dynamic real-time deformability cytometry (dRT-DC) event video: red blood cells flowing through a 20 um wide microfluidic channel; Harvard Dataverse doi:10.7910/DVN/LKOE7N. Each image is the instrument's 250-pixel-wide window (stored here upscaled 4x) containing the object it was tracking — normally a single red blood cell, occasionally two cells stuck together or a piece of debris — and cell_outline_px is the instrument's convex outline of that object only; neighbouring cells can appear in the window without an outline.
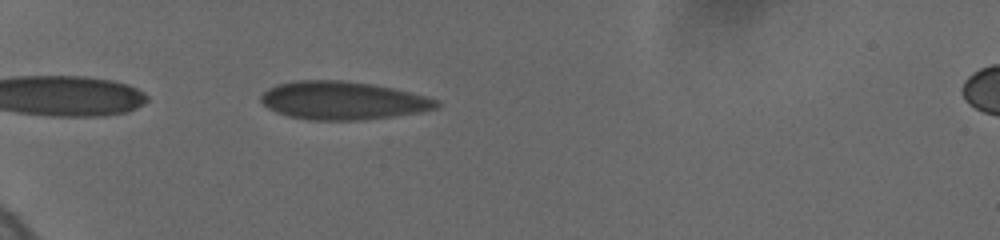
{"species": "human", "species_latin": "Homo sapiens", "temperature_condition": "cold", "stored_images_in_passage": 48, "camera_frame_rate_fps": 3000, "um_per_image_px": 0.085, "donor": {"sex": "female"}, "frame": {"image": 1, "passage_image": 5, "time_ms": 1.0, "image_size_px": [1000, 240], "cell_outline_px": [[440, 104], [436, 108], [420, 112], [364, 120], [308, 120], [288, 116], [276, 112], [268, 108], [260, 100], [260, 96], [268, 88], [280, 84], [296, 80], [344, 80], [372, 84], [392, 88], [424, 96], [436, 100]], "centroid_in_image_um": [29.1, 8.55], "position_along_channel_um": 55.9, "area_um2": 38.84}}
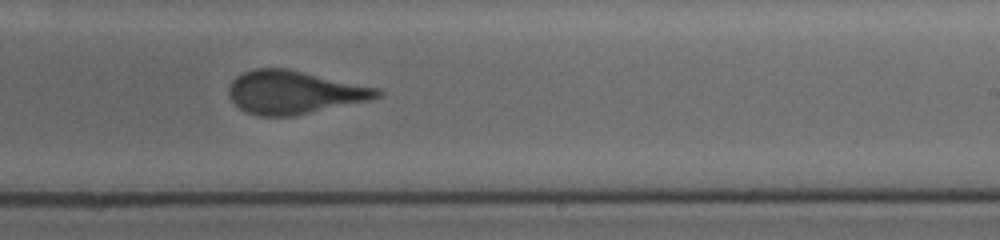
{"frame": {"image": 2, "passage_image": 24, "time_ms": 7.333, "image_size_px": [1000, 240], "cell_outline_px": [[384, 92], [380, 96], [368, 100], [292, 116], [260, 116], [248, 112], [240, 108], [228, 96], [228, 88], [232, 80], [236, 76], [244, 72], [256, 68], [288, 68], [380, 88]], "centroid_in_image_um": [25.0, 7.83], "position_along_channel_um": 264.0, "area_um2": 37.22}}
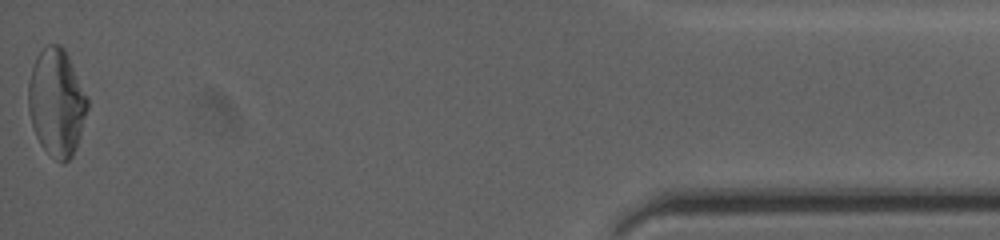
{"frame": {"image": 3, "passage_image": 48, "time_ms": 13.667, "image_size_px": [1000, 240], "cell_outline_px": [[88, 108], [80, 136], [76, 148], [72, 156], [64, 164], [60, 164], [40, 144], [36, 136], [28, 112], [28, 84], [32, 68], [36, 56], [48, 44], [60, 44], [64, 48], [88, 96]], "centroid_in_image_um": [4.81, 8.72], "position_along_channel_um": 430.4, "area_um2": 37.05}, "authors_computed_cell_mechanics": {"area_um2": 37.3966, "velocity_mm_per_s": 3.6916, "shape_relaxation_time_tau1_ms": 8.1032, "shape_relaxation_time_tau2_ms": null, "deformation_change_tau1": 0.1963, "deformation_change_tau2": null}}